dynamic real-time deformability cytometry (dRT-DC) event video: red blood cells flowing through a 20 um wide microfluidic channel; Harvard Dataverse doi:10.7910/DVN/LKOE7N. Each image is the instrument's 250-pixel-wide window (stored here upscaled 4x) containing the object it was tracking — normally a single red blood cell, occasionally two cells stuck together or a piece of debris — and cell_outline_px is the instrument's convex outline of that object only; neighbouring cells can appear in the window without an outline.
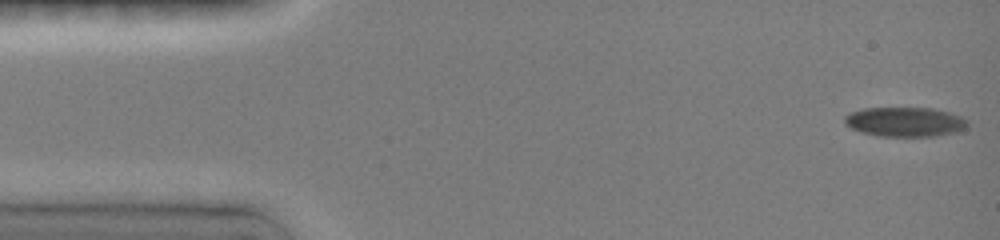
{"species": "common noctule bat (a hibernating species)", "species_latin": "Nyctalus noctula", "temperature_condition": "room temperature", "stored_images_in_passage": 12, "camera_frame_rate_fps": 3000, "um_per_image_px": 0.085, "animal": {"sex": "female", "body_mass_g": 19.0, "forearm_length_mm": 51.5}, "frame": {"image": 1, "passage_image": 1, "time_ms": 0.0, "image_size_px": [1000, 240], "cell_outline_px": [[968, 124], [964, 128], [956, 132], [936, 136], [880, 136], [864, 132], [852, 128], [844, 124], [844, 116], [852, 112], [864, 108], [932, 108], [948, 112], [960, 116], [968, 120]], "centroid_in_image_um": [76.93, 10.35], "position_along_channel_um": 8.1, "area_um2": 20.98}}
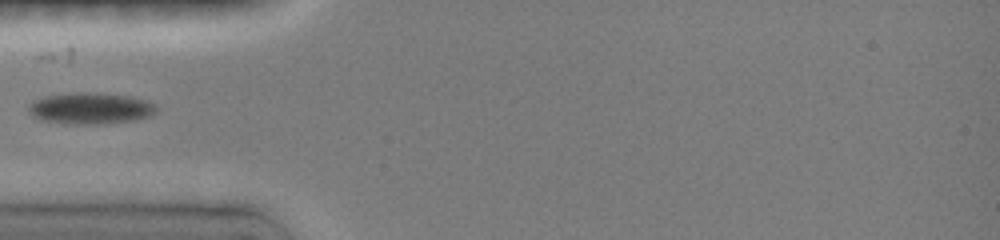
{"frame": {"image": 2, "passage_image": 6, "time_ms": 4.667, "image_size_px": [1000, 240], "cell_outline_px": [[156, 112], [152, 116], [132, 120], [104, 124], [68, 124], [40, 120], [32, 116], [28, 112], [28, 104], [32, 100], [48, 96], [80, 92], [124, 96], [144, 100], [152, 104], [156, 108]], "centroid_in_image_um": [7.61, 9.24], "position_along_channel_um": 77.4, "area_um2": 23.06}}
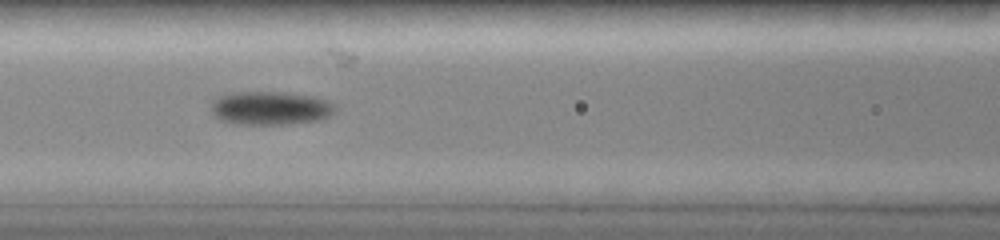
{"frame": {"image": 3, "passage_image": 8, "time_ms": 6.333, "image_size_px": [1000, 240], "cell_outline_px": [[332, 112], [328, 116], [320, 120], [288, 124], [232, 124], [220, 120], [212, 116], [212, 104], [220, 96], [244, 92], [280, 92], [312, 96], [324, 100], [332, 104]], "centroid_in_image_um": [22.93, 9.21], "position_along_channel_um": 143.7, "area_um2": 23.76}}